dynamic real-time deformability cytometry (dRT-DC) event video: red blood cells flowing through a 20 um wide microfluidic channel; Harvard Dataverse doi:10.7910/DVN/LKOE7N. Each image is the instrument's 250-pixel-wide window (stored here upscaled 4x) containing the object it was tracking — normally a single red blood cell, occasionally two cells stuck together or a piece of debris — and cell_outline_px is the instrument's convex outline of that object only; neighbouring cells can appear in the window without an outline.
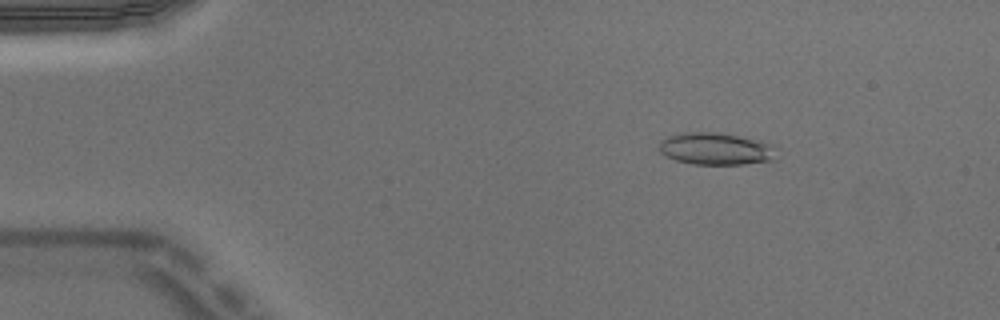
{"species": "Egyptian fruit bat (a non-hibernating species)", "species_latin": "Rousettus aegyptiacus", "temperature_condition": "warm", "stored_images_in_passage": 4, "camera_frame_rate_fps": 3000, "um_per_image_px": 0.085, "animal": {"sex": "male"}, "frame": {"image": 1, "passage_image": 2, "time_ms": 0.333, "image_size_px": [1000, 320], "cell_outline_px": [[780, 148], [772, 160], [744, 164], [692, 164], [676, 160], [664, 156], [660, 152], [660, 140], [668, 136], [680, 132], [720, 132], [772, 144]], "centroid_in_image_um": [60.84, 12.64], "position_along_channel_um": 24.2, "area_um2": 22.14}}